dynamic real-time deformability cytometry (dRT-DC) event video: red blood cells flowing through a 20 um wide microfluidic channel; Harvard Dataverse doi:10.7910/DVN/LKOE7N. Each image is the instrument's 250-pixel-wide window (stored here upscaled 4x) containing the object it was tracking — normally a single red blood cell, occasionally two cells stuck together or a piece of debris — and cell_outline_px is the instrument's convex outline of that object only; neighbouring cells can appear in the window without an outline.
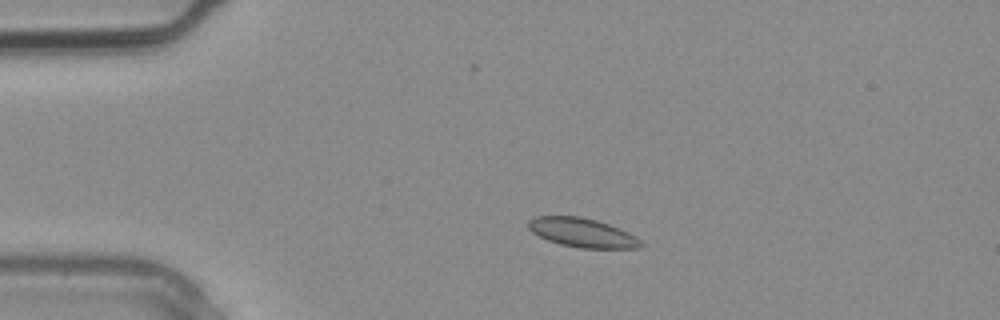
{"species": "common noctule bat (a hibernating species)", "species_latin": "Nyctalus noctula", "temperature_condition": "warm", "stored_images_in_passage": 3, "camera_frame_rate_fps": 3000, "um_per_image_px": 0.085, "animal": {"sex": "male", "body_mass_g": 20.4}, "frame": {"image": 1, "passage_image": 2, "time_ms": 0.333, "image_size_px": [1000, 320], "cell_outline_px": [[644, 244], [640, 248], [580, 248], [560, 244], [548, 240], [532, 232], [528, 228], [528, 220], [536, 216], [580, 216], [596, 220], [608, 224], [628, 232], [636, 236]], "centroid_in_image_um": [49.49, 19.78], "position_along_channel_um": 35.5, "area_um2": 19.02}}